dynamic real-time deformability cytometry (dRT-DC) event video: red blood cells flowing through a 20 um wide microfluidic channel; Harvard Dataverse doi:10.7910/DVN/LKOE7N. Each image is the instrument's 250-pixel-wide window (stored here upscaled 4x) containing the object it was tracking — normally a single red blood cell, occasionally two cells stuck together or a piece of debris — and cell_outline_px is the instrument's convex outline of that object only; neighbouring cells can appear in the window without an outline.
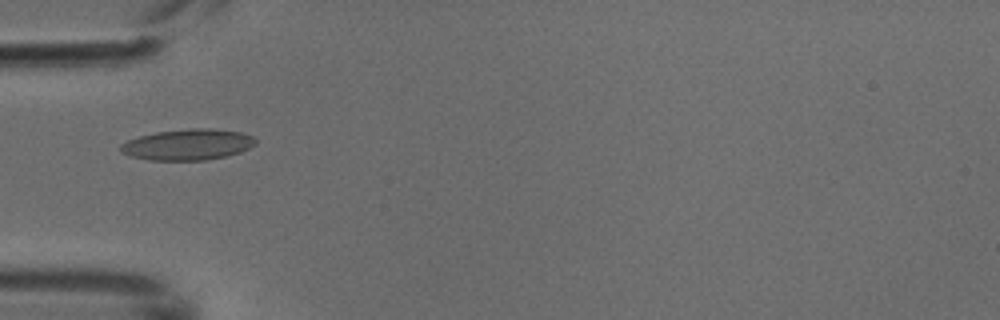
{"species": "common noctule bat (a hibernating species)", "species_latin": "Nyctalus noctula", "temperature_condition": "cold", "stored_images_in_passage": 3, "camera_frame_rate_fps": 3000, "um_per_image_px": 0.085, "animal": {"sex": "male", "body_mass_g": 18.8}, "frame": {"image": 1, "passage_image": 2, "time_ms": 0.333, "image_size_px": [1000, 320], "cell_outline_px": [[256, 144], [240, 152], [224, 156], [204, 160], [148, 160], [132, 156], [120, 152], [120, 144], [128, 140], [140, 136], [156, 132], [192, 128], [208, 128], [240, 132], [252, 136], [256, 140]], "centroid_in_image_um": [15.94, 12.29], "position_along_channel_um": 69.1, "area_um2": 24.16}}
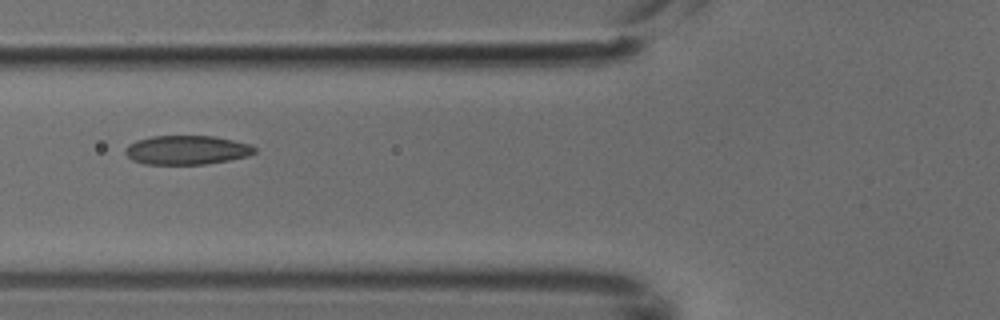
{"frame": {"image": 2, "passage_image": 3, "time_ms": 0.667, "image_size_px": [1000, 320], "cell_outline_px": [[256, 152], [248, 156], [228, 160], [204, 164], [144, 164], [132, 160], [124, 152], [124, 148], [128, 144], [136, 140], [152, 136], [212, 136], [252, 144], [256, 148]], "centroid_in_image_um": [15.86, 12.75], "position_along_channel_um": 109.9, "area_um2": 21.96}}